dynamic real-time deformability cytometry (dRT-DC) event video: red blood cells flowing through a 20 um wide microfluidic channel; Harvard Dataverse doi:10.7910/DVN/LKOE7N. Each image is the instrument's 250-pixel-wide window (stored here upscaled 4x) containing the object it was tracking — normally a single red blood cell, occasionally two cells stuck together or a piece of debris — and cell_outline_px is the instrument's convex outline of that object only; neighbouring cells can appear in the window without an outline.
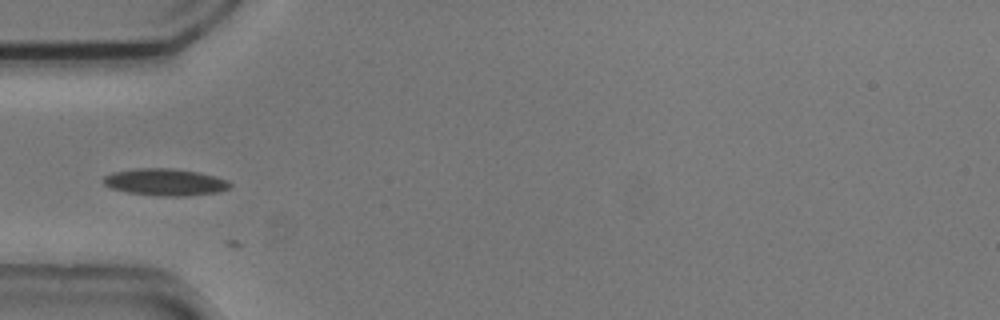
{"species": "common noctule bat (a hibernating species)", "species_latin": "Nyctalus noctula", "temperature_condition": "cold", "stored_images_in_passage": 14, "camera_frame_rate_fps": 3000, "um_per_image_px": 0.085, "animal": {"sex": "male", "body_mass_g": 20.5, "forearm_length_mm": 52.5}, "frame": {"image": 1, "passage_image": 7, "time_ms": 2.0, "image_size_px": [1000, 320], "cell_outline_px": [[232, 184], [228, 188], [220, 192], [184, 196], [156, 196], [128, 192], [112, 188], [104, 184], [104, 176], [112, 172], [136, 168], [172, 168], [200, 172], [228, 180]], "centroid_in_image_um": [14.06, 15.47], "position_along_channel_um": 70.9, "area_um2": 19.94}}